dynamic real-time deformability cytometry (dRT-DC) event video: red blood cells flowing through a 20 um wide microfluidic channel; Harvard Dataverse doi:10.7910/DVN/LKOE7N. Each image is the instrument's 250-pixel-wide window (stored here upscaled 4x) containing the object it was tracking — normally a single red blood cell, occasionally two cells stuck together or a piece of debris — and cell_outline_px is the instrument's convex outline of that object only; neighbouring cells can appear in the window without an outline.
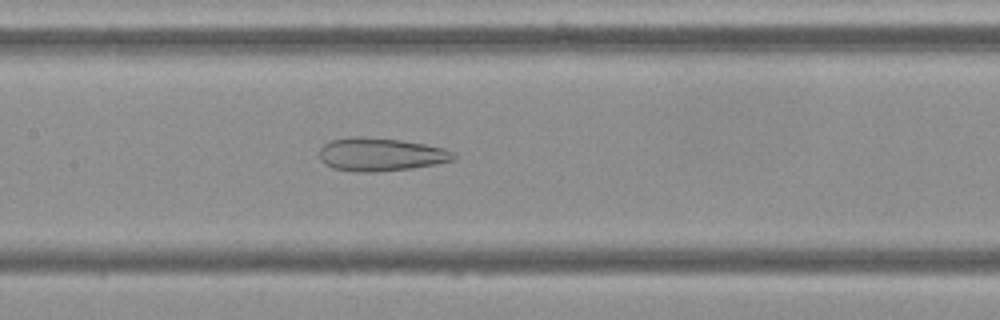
{"species": "Egyptian fruit bat (a non-hibernating species)", "species_latin": "Rousettus aegyptiacus", "temperature_condition": "cold", "stored_images_in_passage": 54, "camera_frame_rate_fps": 3000, "um_per_image_px": 0.085, "frame": {"image": 1, "passage_image": 25, "time_ms": 8.0, "image_size_px": [1000, 320], "cell_outline_px": [[456, 160], [436, 164], [412, 168], [372, 172], [356, 172], [332, 168], [324, 164], [320, 160], [320, 148], [324, 144], [332, 140], [348, 136], [360, 136], [400, 140], [424, 144], [444, 148], [452, 152], [456, 156]], "centroid_in_image_um": [32.34, 13.13], "position_along_channel_um": 175.1, "area_um2": 26.07}}
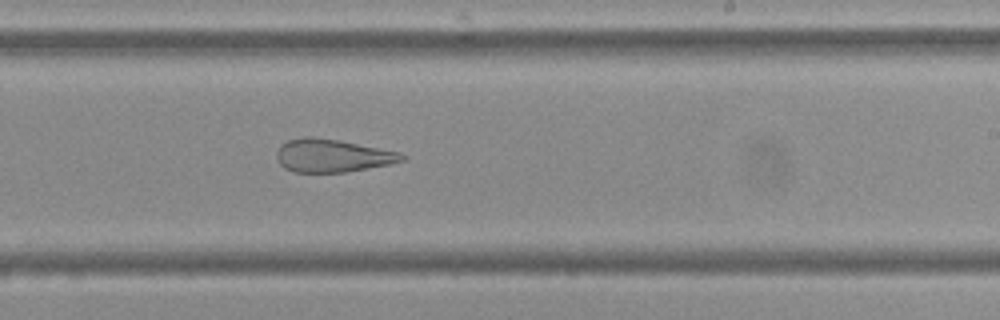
{"frame": {"image": 2, "passage_image": 32, "time_ms": 10.333, "image_size_px": [1000, 320], "cell_outline_px": [[408, 156], [404, 160], [392, 164], [344, 172], [292, 172], [284, 168], [276, 160], [276, 152], [280, 144], [288, 140], [304, 136], [312, 136], [340, 140], [400, 152]], "centroid_in_image_um": [28.23, 13.22], "position_along_channel_um": 260.8, "area_um2": 24.39}}
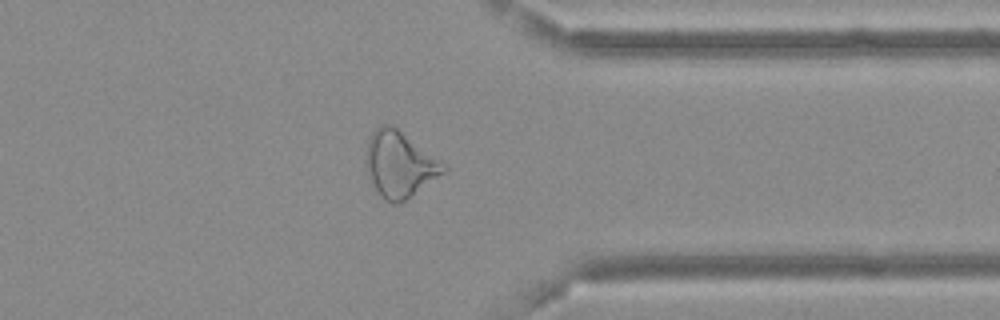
{"frame": {"image": 3, "passage_image": 42, "time_ms": 13.667, "image_size_px": [1000, 320], "cell_outline_px": [[448, 168], [444, 172], [400, 204], [392, 204], [380, 196], [376, 192], [368, 176], [364, 164], [364, 160], [368, 140], [372, 132], [380, 124], [388, 124], [396, 128], [448, 164]], "centroid_in_image_um": [33.94, 13.98], "position_along_channel_um": 377.5, "area_um2": 30.0}}